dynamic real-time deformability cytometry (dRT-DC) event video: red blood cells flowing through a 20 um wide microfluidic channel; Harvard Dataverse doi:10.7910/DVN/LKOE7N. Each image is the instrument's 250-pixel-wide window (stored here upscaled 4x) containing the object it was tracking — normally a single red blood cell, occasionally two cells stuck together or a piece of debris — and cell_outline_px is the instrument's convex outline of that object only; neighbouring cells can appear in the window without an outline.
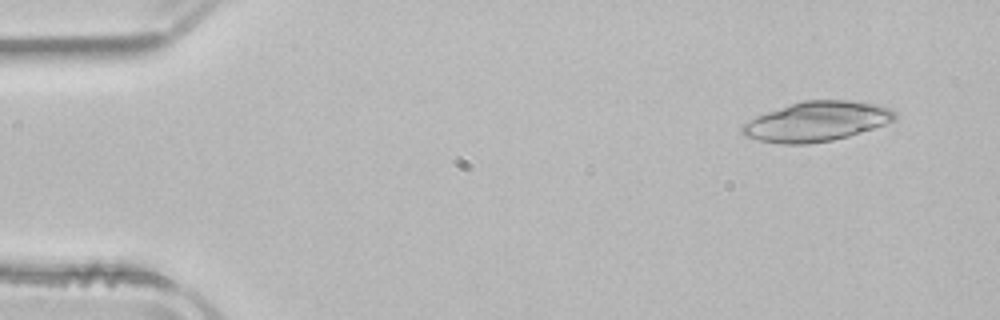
{"species": "common noctule bat (a hibernating species)", "species_latin": "Nyctalus noctula", "temperature_condition": "room temperature", "stored_images_in_passage": 28, "camera_frame_rate_fps": 3000, "um_per_image_px": 0.085, "animal": {"sex": "male", "body_mass_g": 21.5, "forearm_length_mm": 52.0}, "frame": {"image": 1, "passage_image": 4, "time_ms": 1.0, "image_size_px": [1000, 320], "cell_outline_px": [[896, 120], [848, 136], [832, 140], [808, 144], [780, 144], [760, 140], [744, 136], [740, 132], [740, 128], [744, 124], [756, 116], [804, 100], [848, 100], [876, 104], [892, 108], [896, 112]], "centroid_in_image_um": [69.43, 10.33], "position_along_channel_um": 15.6, "area_um2": 35.08}}
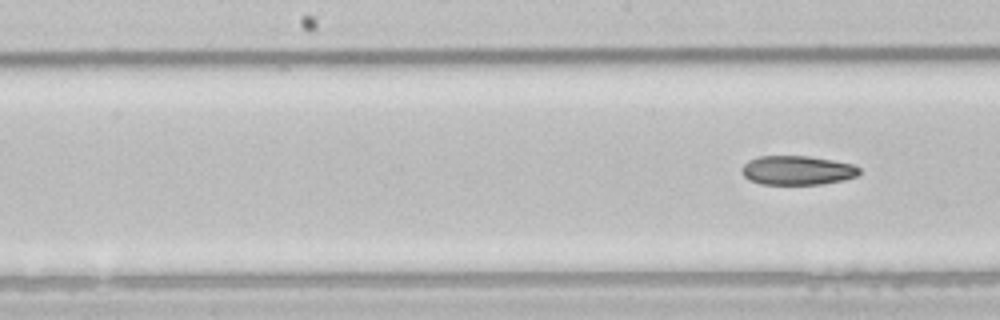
{"frame": {"image": 2, "passage_image": 28, "time_ms": 9.0, "image_size_px": [1000, 320], "cell_outline_px": [[860, 172], [856, 176], [844, 180], [824, 184], [760, 184], [748, 180], [740, 172], [740, 168], [748, 160], [760, 156], [808, 156], [832, 160], [852, 164], [860, 168]], "centroid_in_image_um": [67.73, 14.48], "position_along_channel_um": 180.5, "area_um2": 20.11}}